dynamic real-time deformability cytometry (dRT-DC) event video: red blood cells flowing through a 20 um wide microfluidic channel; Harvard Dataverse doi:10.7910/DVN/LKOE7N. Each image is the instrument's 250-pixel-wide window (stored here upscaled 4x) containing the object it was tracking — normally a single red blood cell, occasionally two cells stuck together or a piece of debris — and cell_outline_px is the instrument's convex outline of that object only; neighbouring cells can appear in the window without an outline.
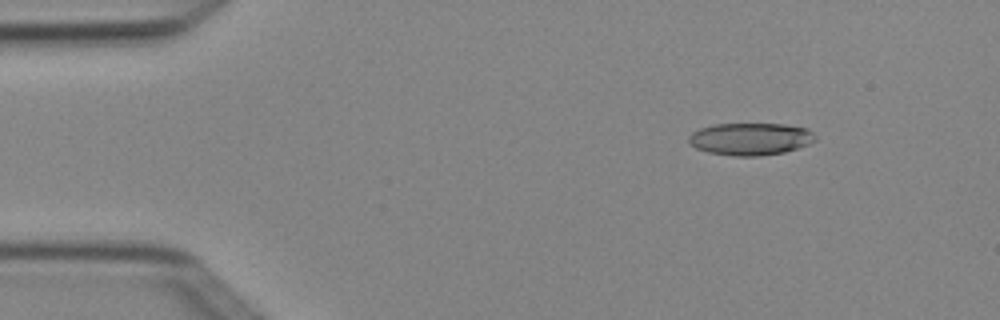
{"species": "Egyptian fruit bat (a non-hibernating species)", "species_latin": "Rousettus aegyptiacus", "temperature_condition": "cold", "stored_images_in_passage": 5, "camera_frame_rate_fps": 3000, "um_per_image_px": 0.085, "animal": {"sex": "female"}, "frame": {"image": 1, "passage_image": 2, "time_ms": 0.333, "image_size_px": [1000, 320], "cell_outline_px": [[816, 140], [808, 144], [784, 152], [760, 156], [732, 156], [708, 152], [696, 148], [688, 144], [688, 136], [692, 132], [700, 128], [716, 124], [784, 124], [808, 128], [816, 136]], "centroid_in_image_um": [63.77, 11.81], "position_along_channel_um": 21.2, "area_um2": 23.93}}
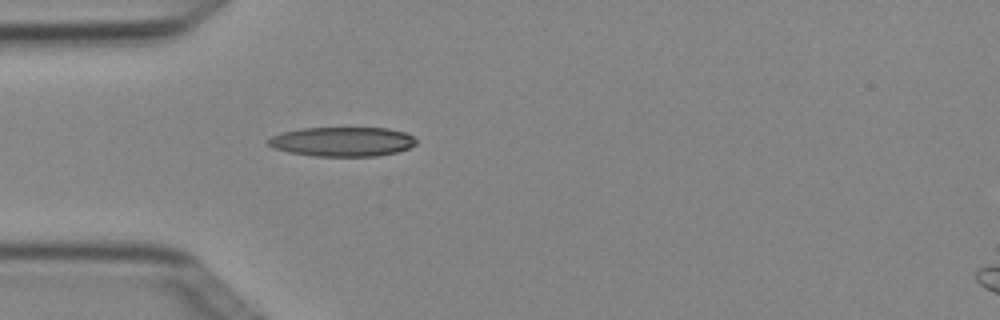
{"frame": {"image": 2, "passage_image": 4, "time_ms": 1.0, "image_size_px": [1000, 320], "cell_outline_px": [[416, 144], [408, 148], [396, 152], [376, 156], [312, 156], [288, 152], [272, 148], [268, 144], [268, 140], [272, 136], [280, 132], [300, 128], [388, 128], [404, 132], [412, 136], [416, 140]], "centroid_in_image_um": [29.06, 12.04], "position_along_channel_um": 55.9, "area_um2": 25.43}}